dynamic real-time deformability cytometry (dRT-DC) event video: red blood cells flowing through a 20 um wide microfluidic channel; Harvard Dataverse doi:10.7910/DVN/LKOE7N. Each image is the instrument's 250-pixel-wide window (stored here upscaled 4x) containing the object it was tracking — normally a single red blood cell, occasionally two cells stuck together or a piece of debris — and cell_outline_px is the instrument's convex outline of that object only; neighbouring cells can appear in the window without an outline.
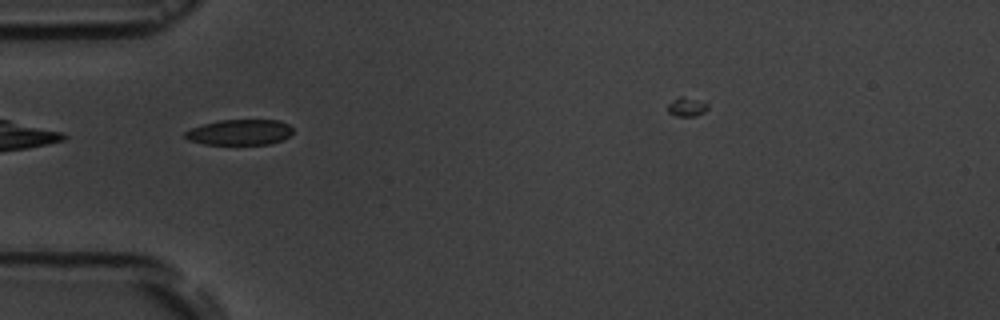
{"species": "common noctule bat (a hibernating species)", "species_latin": "Nyctalus noctula", "temperature_condition": "room temperature", "stored_images_in_passage": 32, "camera_frame_rate_fps": 3000, "um_per_image_px": 0.085, "animal": {"sex": "male", "body_mass_g": 19.5, "forearm_length_mm": 54.6}, "frame": {"image": 1, "passage_image": 1, "time_ms": 0.0, "image_size_px": [1000, 320], "cell_outline_px": [[292, 132], [284, 140], [272, 144], [204, 144], [188, 140], [184, 136], [184, 132], [192, 128], [204, 124], [220, 120], [280, 120], [288, 124], [292, 128]], "centroid_in_image_um": [20.39, 11.24], "position_along_channel_um": 64.6, "area_um2": 16.07}}
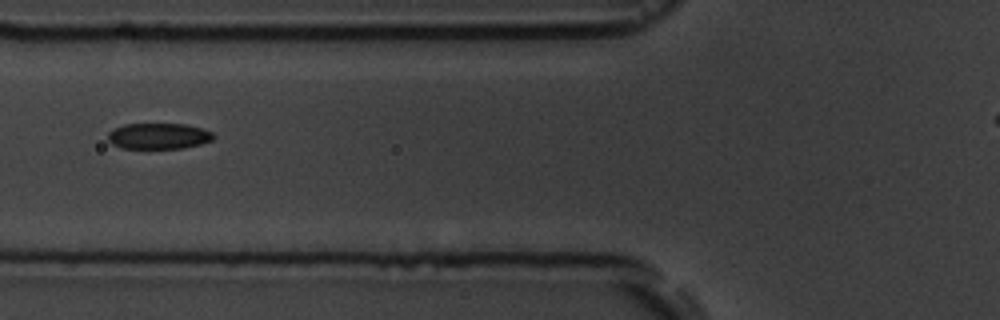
{"frame": {"image": 2, "passage_image": 5, "time_ms": 1.333, "image_size_px": [1000, 320], "cell_outline_px": [[216, 136], [212, 140], [200, 144], [184, 148], [120, 148], [112, 144], [108, 140], [108, 132], [124, 124], [184, 124], [200, 128], [212, 132]], "centroid_in_image_um": [13.48, 11.57], "position_along_channel_um": 112.3, "area_um2": 15.9}, "authors_computed_cell_mechanics": {"area_um2": 16.762, "velocity_mm_per_s": 3.6522, "shape_relaxation_time_tau1_ms": 2.3723, "shape_relaxation_time_tau2_ms": 3.5044, "deformation_change_tau1": 0.1021, "deformation_change_tau2": 0.0943}}